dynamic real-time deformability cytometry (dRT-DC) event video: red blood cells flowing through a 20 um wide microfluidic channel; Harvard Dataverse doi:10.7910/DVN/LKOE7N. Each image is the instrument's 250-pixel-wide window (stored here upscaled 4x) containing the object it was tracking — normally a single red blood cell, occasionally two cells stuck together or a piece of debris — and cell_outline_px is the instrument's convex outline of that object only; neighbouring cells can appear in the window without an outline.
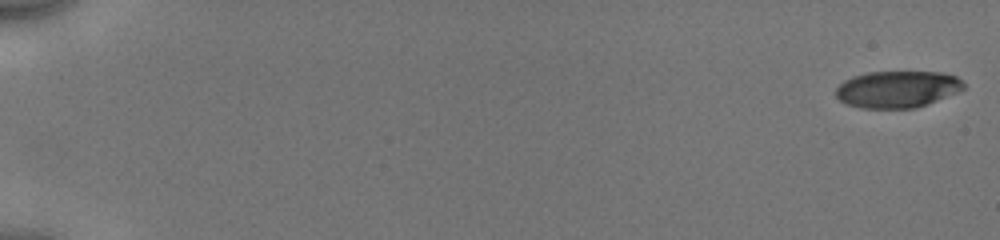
{"species": "human", "species_latin": "Homo sapiens", "temperature_condition": "cold", "stored_images_in_passage": 54, "camera_frame_rate_fps": 3000, "um_per_image_px": 0.085, "donor": {"sex": "male"}, "frame": {"image": 1, "passage_image": 1, "time_ms": 0.0, "image_size_px": [1000, 240], "cell_outline_px": [[964, 88], [956, 92], [916, 108], [860, 108], [848, 104], [840, 100], [836, 96], [836, 88], [844, 80], [852, 76], [868, 72], [940, 72], [956, 76], [964, 84]], "centroid_in_image_um": [76.23, 7.58], "position_along_channel_um": 8.8, "area_um2": 27.17}}
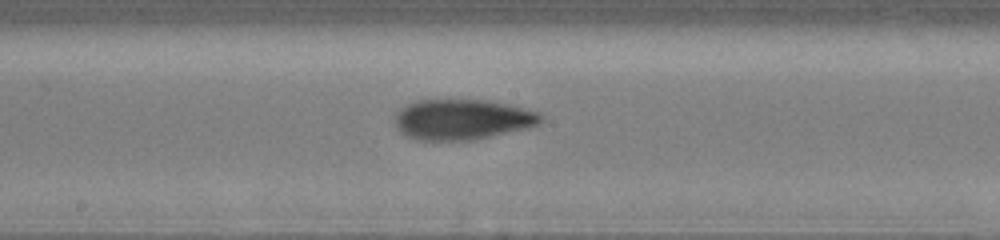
{"frame": {"image": 2, "passage_image": 31, "time_ms": 10.0, "image_size_px": [1000, 240], "cell_outline_px": [[544, 120], [540, 124], [528, 128], [472, 140], [416, 140], [400, 132], [396, 128], [396, 112], [400, 108], [416, 100], [488, 100], [508, 104], [540, 112], [544, 116]], "centroid_in_image_um": [39.33, 10.15], "position_along_channel_um": 208.9, "area_um2": 34.56}}
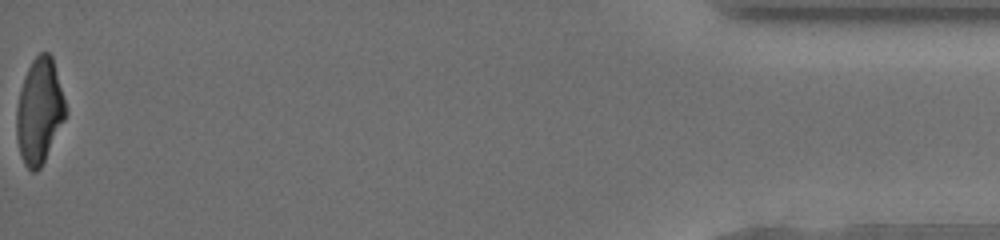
{"frame": {"image": 3, "passage_image": 54, "time_ms": 17.667, "image_size_px": [1000, 240], "cell_outline_px": [[68, 112], [40, 168], [36, 172], [32, 172], [24, 164], [20, 156], [16, 136], [16, 108], [24, 76], [32, 60], [40, 52], [48, 52], [52, 56]], "centroid_in_image_um": [3.33, 9.44], "position_along_channel_um": 431.9, "area_um2": 30.0}, "authors_computed_cell_mechanics": {"area_um2": 31.8478, "velocity_mm_per_s": 3.9788, "shape_relaxation_time_tau1_ms": 4.4592, "shape_relaxation_time_tau2_ms": 2.296, "deformation_change_tau1": 0.1722, "deformation_change_tau2": 0.0978}}